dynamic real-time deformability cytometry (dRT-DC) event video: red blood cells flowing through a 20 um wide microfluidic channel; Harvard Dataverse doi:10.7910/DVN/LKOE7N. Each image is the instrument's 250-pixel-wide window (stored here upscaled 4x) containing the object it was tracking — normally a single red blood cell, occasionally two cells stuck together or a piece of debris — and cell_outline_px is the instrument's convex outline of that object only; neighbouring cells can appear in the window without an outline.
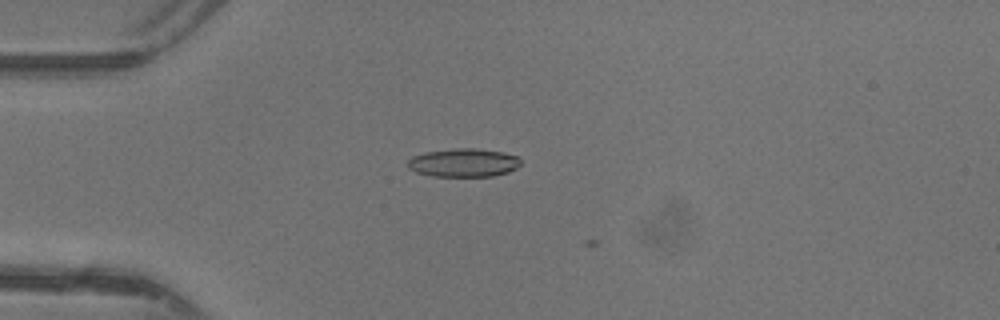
{"species": "common noctule bat (a hibernating species)", "species_latin": "Nyctalus noctula", "temperature_condition": "warm", "stored_images_in_passage": 5, "camera_frame_rate_fps": 3000, "um_per_image_px": 0.085, "animal": {"sex": "female"}, "frame": {"image": 1, "passage_image": 3, "time_ms": 0.667, "image_size_px": [1000, 320], "cell_outline_px": [[520, 164], [516, 168], [508, 172], [492, 176], [432, 176], [416, 172], [408, 168], [408, 160], [412, 156], [424, 152], [452, 148], [476, 148], [504, 152], [516, 156], [520, 160]], "centroid_in_image_um": [39.38, 13.82], "position_along_channel_um": 45.6, "area_um2": 18.79}}